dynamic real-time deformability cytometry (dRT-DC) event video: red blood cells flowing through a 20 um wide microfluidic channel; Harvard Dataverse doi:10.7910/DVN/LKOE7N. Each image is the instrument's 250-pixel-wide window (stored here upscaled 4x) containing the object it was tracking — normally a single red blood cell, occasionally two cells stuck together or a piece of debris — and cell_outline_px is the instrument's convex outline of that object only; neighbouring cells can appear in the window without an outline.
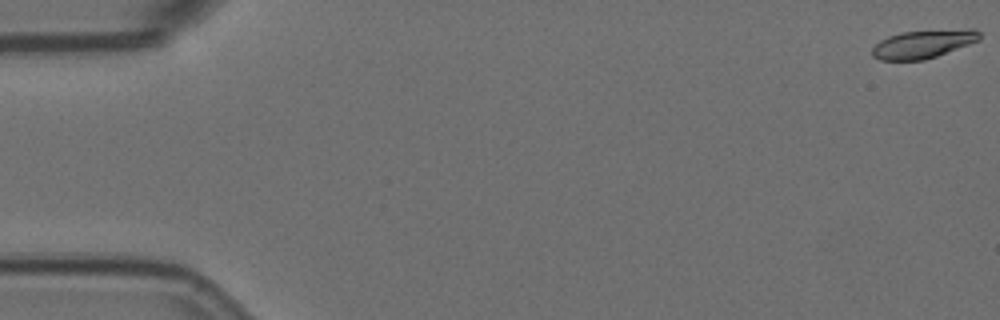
{"species": "Egyptian fruit bat (a non-hibernating species)", "species_latin": "Rousettus aegyptiacus", "temperature_condition": "room temperature", "stored_images_in_passage": 4, "camera_frame_rate_fps": 3000, "um_per_image_px": 0.085, "animal": {"sex": "female"}, "frame": {"image": 1, "passage_image": 1, "time_ms": 0.0, "image_size_px": [1000, 320], "cell_outline_px": [[980, 40], [936, 56], [924, 60], [880, 60], [872, 56], [872, 48], [880, 40], [888, 36], [900, 32], [968, 28], [972, 28], [980, 32]], "centroid_in_image_um": [78.47, 3.73], "position_along_channel_um": 6.5, "area_um2": 17.74}}